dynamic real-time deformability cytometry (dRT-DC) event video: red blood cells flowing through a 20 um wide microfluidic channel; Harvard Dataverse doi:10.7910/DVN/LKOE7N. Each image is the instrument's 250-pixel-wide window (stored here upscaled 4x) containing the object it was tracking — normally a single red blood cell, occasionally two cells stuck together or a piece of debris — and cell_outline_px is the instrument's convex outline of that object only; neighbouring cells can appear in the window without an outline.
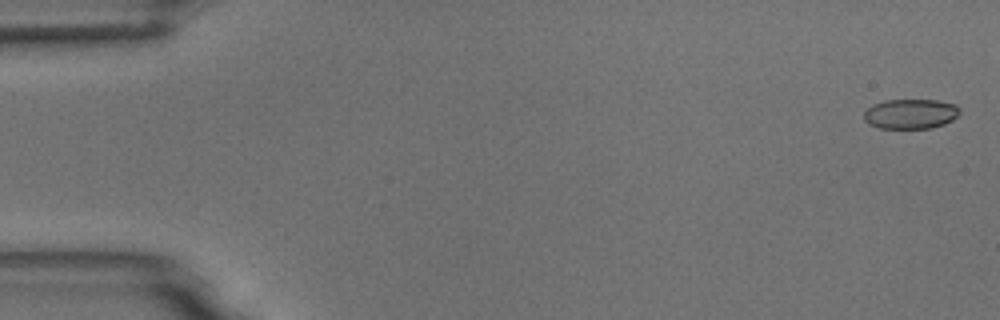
{"species": "common noctule bat (a hibernating species)", "species_latin": "Nyctalus noctula", "temperature_condition": "room temperature", "stored_images_in_passage": 5, "camera_frame_rate_fps": 3000, "um_per_image_px": 0.085, "animal": {"sex": "male", "body_mass_g": 18.8}, "frame": {"image": 1, "passage_image": 1, "time_ms": 0.0, "image_size_px": [1000, 320], "cell_outline_px": [[960, 112], [952, 120], [944, 124], [932, 128], [880, 128], [868, 124], [864, 120], [864, 112], [872, 104], [884, 100], [936, 100], [956, 104], [960, 108]], "centroid_in_image_um": [77.39, 9.67], "position_along_channel_um": 7.6, "area_um2": 16.76}}
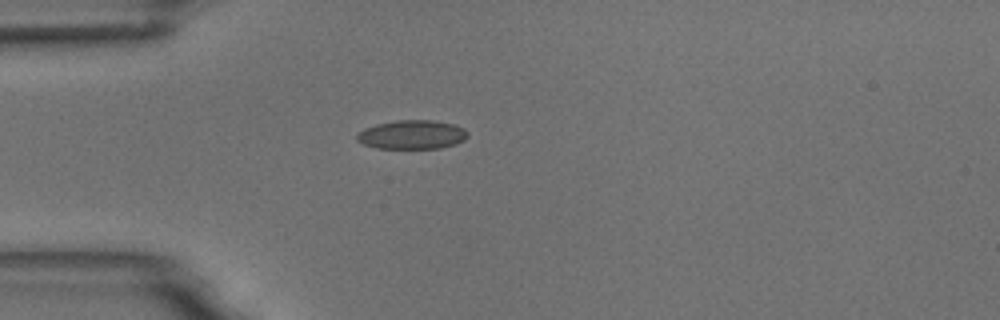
{"frame": {"image": 2, "passage_image": 5, "time_ms": 4.667, "image_size_px": [1000, 320], "cell_outline_px": [[468, 136], [464, 140], [456, 144], [440, 148], [376, 148], [364, 144], [356, 140], [356, 136], [364, 128], [376, 124], [396, 120], [432, 120], [452, 124], [464, 128], [468, 132]], "centroid_in_image_um": [35.03, 11.44], "position_along_channel_um": 50.0, "area_um2": 18.67}}